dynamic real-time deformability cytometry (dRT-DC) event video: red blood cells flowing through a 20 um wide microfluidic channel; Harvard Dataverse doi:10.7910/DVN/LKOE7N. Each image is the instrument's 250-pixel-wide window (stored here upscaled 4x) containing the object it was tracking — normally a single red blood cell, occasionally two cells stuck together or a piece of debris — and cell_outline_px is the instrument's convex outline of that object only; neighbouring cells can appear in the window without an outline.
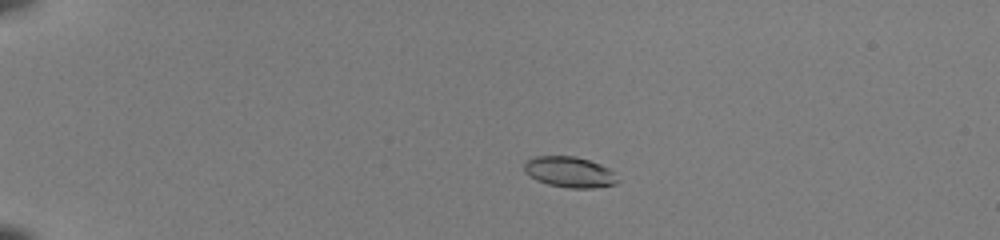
{"species": "common noctule bat (a hibernating species)", "species_latin": "Nyctalus noctula", "temperature_condition": "room temperature", "stored_images_in_passage": 53, "camera_frame_rate_fps": 3000, "um_per_image_px": 0.085, "animal": {"sex": "female", "body_mass_g": 22.0, "forearm_length_mm": 56.7}, "frame": {"image": 1, "passage_image": 14, "time_ms": 4.333, "image_size_px": [1000, 240], "cell_outline_px": [[620, 180], [616, 184], [592, 188], [568, 188], [548, 184], [536, 180], [524, 168], [524, 164], [528, 160], [536, 156], [576, 156], [600, 164], [608, 168]], "centroid_in_image_um": [48.45, 14.63], "position_along_channel_um": 36.6, "area_um2": 16.53}}
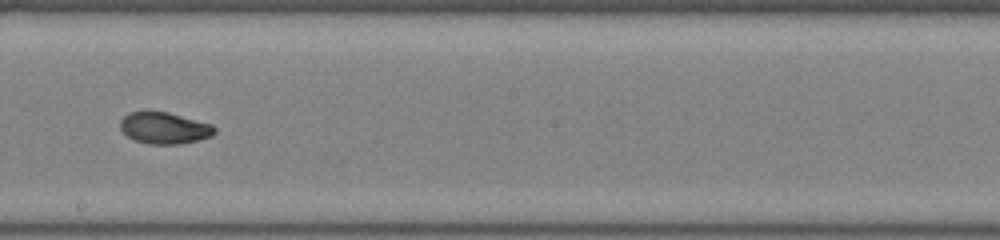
{"frame": {"image": 2, "passage_image": 34, "time_ms": 11.0, "image_size_px": [1000, 240], "cell_outline_px": [[216, 132], [212, 136], [180, 144], [148, 144], [136, 140], [128, 136], [120, 128], [120, 120], [128, 112], [168, 112], [212, 124], [216, 128]], "centroid_in_image_um": [13.98, 10.88], "position_along_channel_um": 234.2, "area_um2": 17.22}}
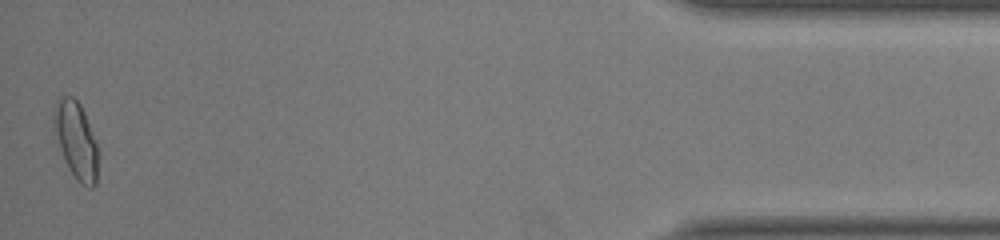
{"frame": {"image": 3, "passage_image": 53, "time_ms": 17.333, "image_size_px": [1000, 240], "cell_outline_px": [[100, 156], [96, 184], [92, 188], [88, 188], [80, 184], [76, 180], [68, 168], [52, 132], [56, 100], [60, 96], [72, 96], [80, 104], [84, 112], [100, 148]], "centroid_in_image_um": [6.5, 11.97], "position_along_channel_um": 428.7, "area_um2": 20.69}, "authors_computed_cell_mechanics": {"area_um2": 17.8024, "velocity_mm_per_s": 4.0893, "shape_relaxation_time_tau1_ms": 7.4844, "shape_relaxation_time_tau2_ms": 1.2453, "deformation_change_tau1": 0.2231, "deformation_change_tau2": 0.0493}}